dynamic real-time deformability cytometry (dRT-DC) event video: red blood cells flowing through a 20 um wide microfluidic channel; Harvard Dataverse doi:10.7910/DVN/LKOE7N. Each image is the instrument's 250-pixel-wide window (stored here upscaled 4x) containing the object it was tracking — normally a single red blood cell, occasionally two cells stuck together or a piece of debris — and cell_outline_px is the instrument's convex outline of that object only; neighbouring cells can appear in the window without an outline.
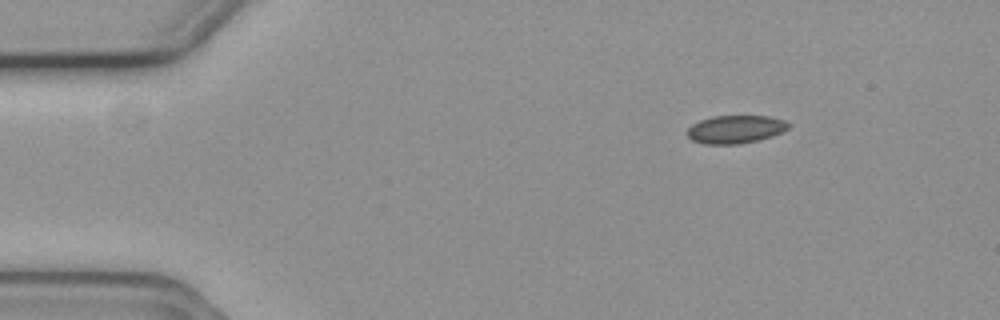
{"species": "common noctule bat (a hibernating species)", "species_latin": "Nyctalus noctula", "temperature_condition": "cold", "stored_images_in_passage": 49, "camera_frame_rate_fps": 3000, "um_per_image_px": 0.085, "animal": {"sex": "female", "body_mass_g": 19.3, "forearm_length_mm": 54.1}, "frame": {"image": 1, "passage_image": 1, "time_ms": 0.0, "image_size_px": [1000, 320], "cell_outline_px": [[788, 128], [772, 136], [740, 144], [704, 144], [692, 140], [688, 136], [688, 128], [692, 124], [700, 120], [712, 116], [768, 116], [784, 120], [788, 124]], "centroid_in_image_um": [62.48, 10.99], "position_along_channel_um": 22.5, "area_um2": 16.36}}
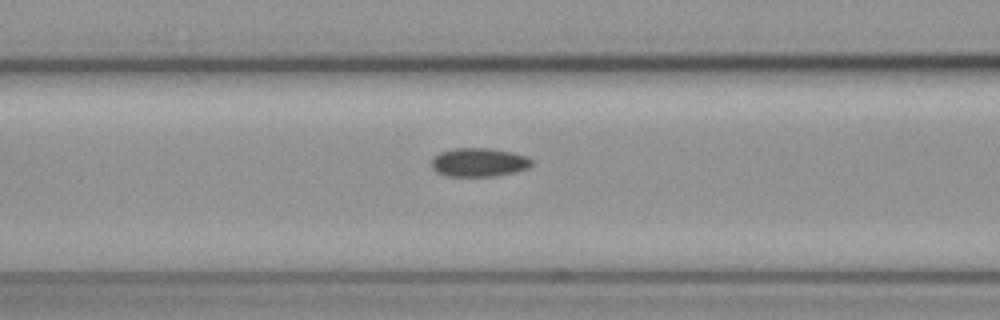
{"frame": {"image": 2, "passage_image": 16, "time_ms": 5.0, "image_size_px": [1000, 320], "cell_outline_px": [[532, 164], [528, 168], [516, 172], [496, 176], [444, 176], [436, 172], [432, 168], [432, 156], [440, 152], [452, 148], [488, 148], [512, 152], [528, 156], [532, 160]], "centroid_in_image_um": [40.69, 13.8], "position_along_channel_um": 125.9, "area_um2": 16.99}}
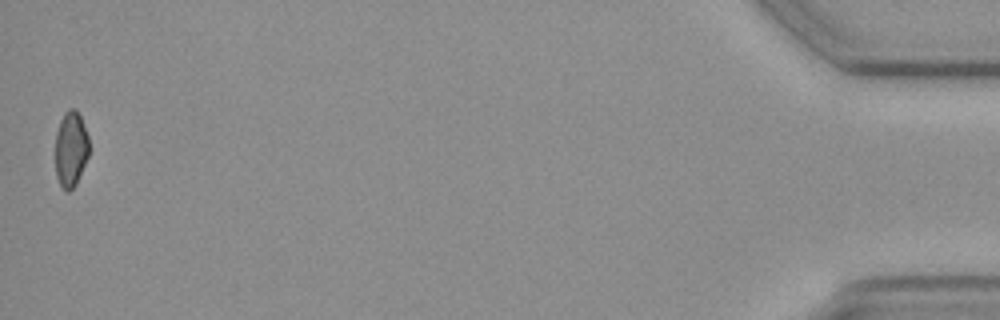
{"frame": {"image": 3, "passage_image": 49, "time_ms": 16.0, "image_size_px": [1000, 320], "cell_outline_px": [[88, 156], [76, 184], [68, 192], [60, 184], [56, 176], [56, 132], [60, 120], [64, 112], [68, 108], [76, 108], [80, 116], [88, 136]], "centroid_in_image_um": [6.01, 12.63], "position_along_channel_um": 429.2, "area_um2": 14.74}}